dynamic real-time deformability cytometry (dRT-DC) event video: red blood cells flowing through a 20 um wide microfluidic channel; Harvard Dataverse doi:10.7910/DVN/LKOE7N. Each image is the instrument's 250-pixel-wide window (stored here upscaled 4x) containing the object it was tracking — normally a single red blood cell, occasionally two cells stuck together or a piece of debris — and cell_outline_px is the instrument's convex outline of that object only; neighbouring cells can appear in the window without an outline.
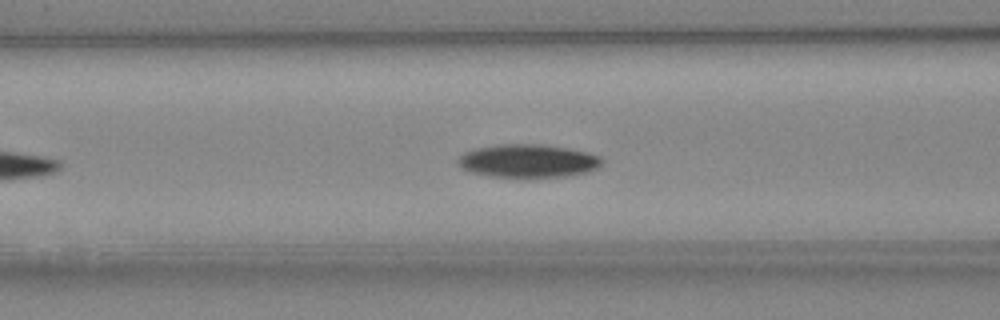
{"species": "Egyptian fruit bat (a non-hibernating species)", "species_latin": "Rousettus aegyptiacus", "temperature_condition": "cold", "stored_images_in_passage": 34, "camera_frame_rate_fps": 3000, "um_per_image_px": 0.085, "animal": {"sex": "female"}, "frame": {"image": 1, "passage_image": 6, "time_ms": 1.667, "image_size_px": [1000, 320], "cell_outline_px": [[604, 160], [600, 168], [588, 172], [568, 176], [488, 176], [468, 172], [460, 164], [460, 156], [464, 152], [476, 148], [496, 144], [544, 144], [568, 148], [588, 152], [600, 156]], "centroid_in_image_um": [44.95, 13.66], "position_along_channel_um": 121.7, "area_um2": 27.8}}
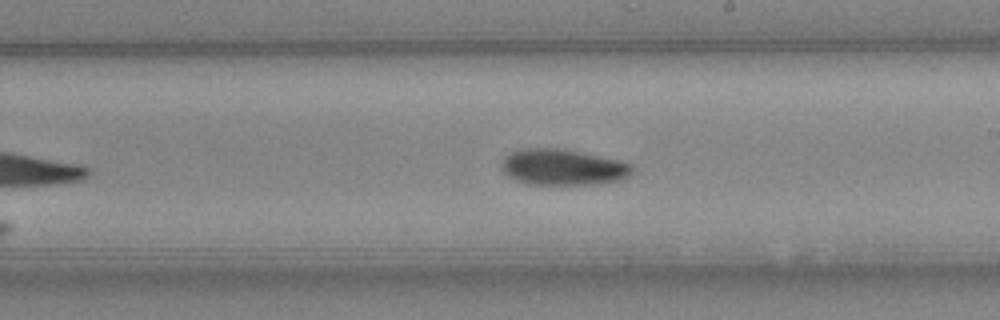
{"frame": {"image": 2, "passage_image": 15, "time_ms": 4.667, "image_size_px": [1000, 320], "cell_outline_px": [[632, 172], [624, 180], [596, 184], [528, 184], [516, 180], [508, 176], [500, 168], [500, 164], [504, 156], [520, 148], [560, 148], [620, 160], [632, 164]], "centroid_in_image_um": [47.83, 14.21], "position_along_channel_um": 241.2, "area_um2": 27.63}}
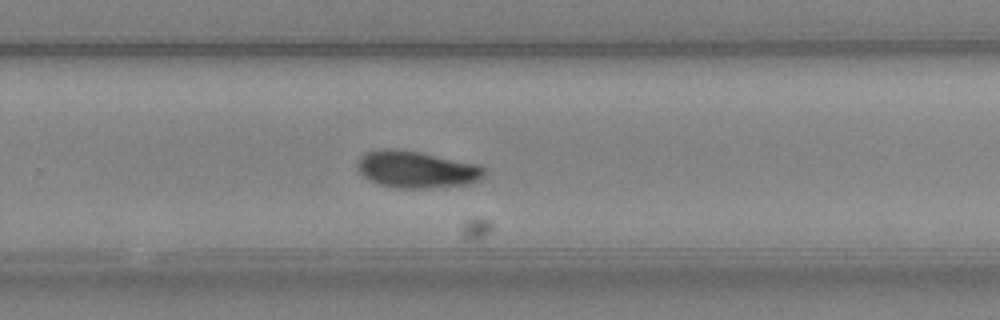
{"frame": {"image": 3, "passage_image": 19, "time_ms": 6.0, "image_size_px": [1000, 320], "cell_outline_px": [[484, 176], [472, 184], [428, 188], [396, 188], [380, 184], [368, 180], [360, 172], [360, 156], [368, 152], [380, 148], [396, 148], [420, 152], [476, 164], [484, 168]], "centroid_in_image_um": [35.42, 14.4], "position_along_channel_um": 294.4, "area_um2": 27.11}, "authors_computed_cell_mechanics": {"area_um2": 26.9926, "velocity_mm_per_s": 4.0061, "shape_relaxation_time_tau1_ms": 2.903, "shape_relaxation_time_tau2_ms": null, "deformation_change_tau1": 0.091, "deformation_change_tau2": null}}